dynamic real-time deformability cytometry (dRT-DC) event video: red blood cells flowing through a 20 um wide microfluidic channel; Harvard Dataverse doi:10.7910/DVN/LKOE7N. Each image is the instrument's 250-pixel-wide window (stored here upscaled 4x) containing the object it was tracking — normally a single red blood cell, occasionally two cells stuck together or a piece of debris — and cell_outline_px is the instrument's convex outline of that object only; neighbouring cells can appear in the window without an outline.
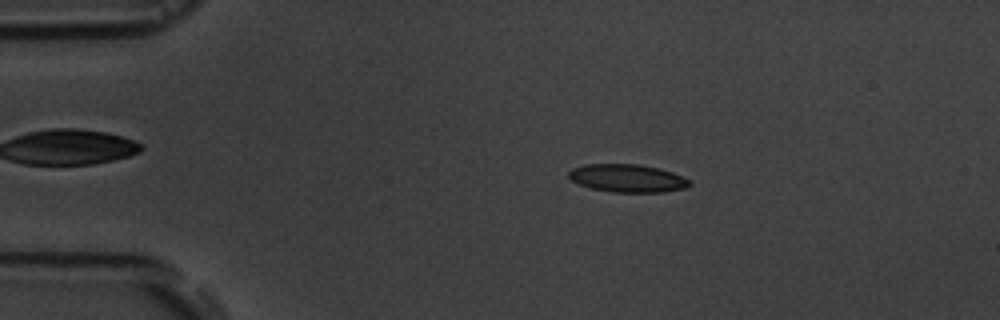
{"species": "common noctule bat (a hibernating species)", "species_latin": "Nyctalus noctula", "temperature_condition": "room temperature", "stored_images_in_passage": 4, "camera_frame_rate_fps": 3000, "um_per_image_px": 0.085, "animal": {"sex": "male", "body_mass_g": 19.5, "forearm_length_mm": 54.6}, "frame": {"image": 1, "passage_image": 2, "time_ms": 1.333, "image_size_px": [1000, 320], "cell_outline_px": [[692, 184], [684, 188], [664, 192], [612, 192], [592, 188], [580, 184], [572, 180], [568, 176], [568, 172], [572, 168], [584, 164], [640, 164], [660, 168], [672, 172], [692, 180]], "centroid_in_image_um": [53.36, 15.14], "position_along_channel_um": 31.6, "area_um2": 19.77}}